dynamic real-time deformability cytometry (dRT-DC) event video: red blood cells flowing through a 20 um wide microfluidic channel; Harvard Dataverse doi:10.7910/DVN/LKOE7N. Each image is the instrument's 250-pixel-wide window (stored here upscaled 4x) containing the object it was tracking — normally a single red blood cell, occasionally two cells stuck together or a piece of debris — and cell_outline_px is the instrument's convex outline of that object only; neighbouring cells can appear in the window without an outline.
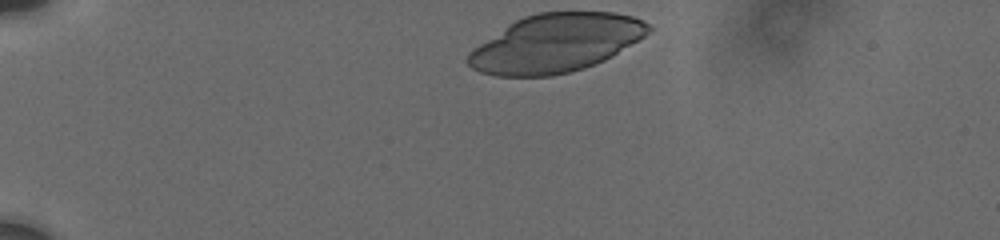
{"species": "human", "species_latin": "Homo sapiens", "temperature_condition": "cold", "stored_images_in_passage": 10, "camera_frame_rate_fps": 3000, "um_per_image_px": 0.085, "donor": {"sex": "male"}, "frame": {"image": 1, "passage_image": 1, "time_ms": 0.0, "image_size_px": [1000, 240], "cell_outline_px": [[652, 28], [644, 36], [612, 56], [604, 60], [584, 68], [552, 76], [496, 76], [480, 72], [472, 68], [468, 64], [468, 52], [508, 24], [524, 16], [536, 12], [616, 12], [632, 16], [648, 24]], "centroid_in_image_um": [47.22, 3.67], "position_along_channel_um": 37.8, "area_um2": 60.86}}